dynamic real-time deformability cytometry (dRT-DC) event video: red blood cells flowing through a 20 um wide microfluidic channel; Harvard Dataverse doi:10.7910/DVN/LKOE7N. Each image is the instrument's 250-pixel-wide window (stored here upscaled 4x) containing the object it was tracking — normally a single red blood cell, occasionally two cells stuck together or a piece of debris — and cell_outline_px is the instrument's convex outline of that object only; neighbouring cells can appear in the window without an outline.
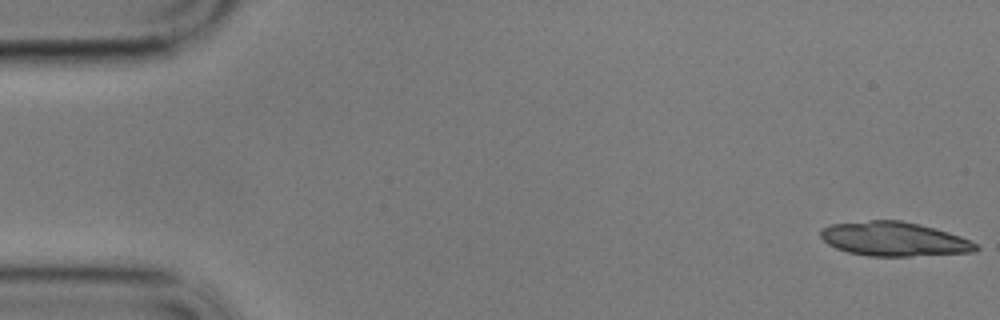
{"species": "common noctule bat (a hibernating species)", "species_latin": "Nyctalus noctula", "temperature_condition": "cold", "stored_images_in_passage": 25, "camera_frame_rate_fps": 3000, "um_per_image_px": 0.085, "animal": {"sex": "male", "body_mass_g": 17.9}, "frame": {"image": 1, "passage_image": 1, "time_ms": 0.0, "image_size_px": [1000, 320], "cell_outline_px": [[980, 248], [976, 252], [908, 256], [868, 256], [848, 252], [836, 248], [828, 244], [820, 236], [820, 228], [832, 224], [872, 220], [900, 220], [920, 224], [948, 232], [960, 236], [976, 244]], "centroid_in_image_um": [75.98, 20.32], "position_along_channel_um": 9.0, "area_um2": 30.87}}